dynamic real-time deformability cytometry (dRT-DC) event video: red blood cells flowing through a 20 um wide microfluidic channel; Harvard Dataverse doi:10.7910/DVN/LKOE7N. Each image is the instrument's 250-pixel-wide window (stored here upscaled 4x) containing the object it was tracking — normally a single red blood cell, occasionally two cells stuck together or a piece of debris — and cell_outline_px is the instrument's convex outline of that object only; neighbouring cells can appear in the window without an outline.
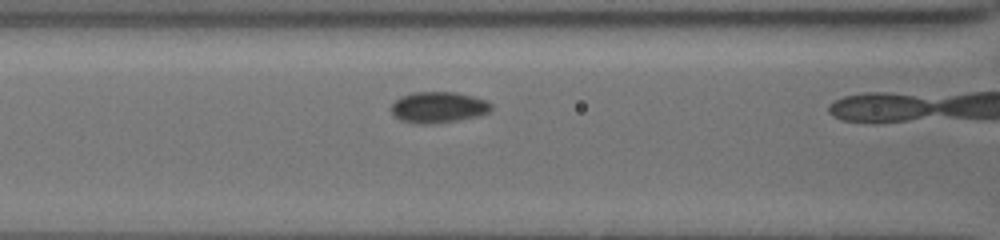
{"species": "common noctule bat (a hibernating species)", "species_latin": "Nyctalus noctula", "temperature_condition": "cold", "stored_images_in_passage": 4, "camera_frame_rate_fps": 3000, "um_per_image_px": 0.085, "animal": {"sex": "female", "body_mass_g": 19.5, "forearm_length_mm": 54.1}, "frame": {"image": 1, "passage_image": 3, "time_ms": 0.667, "image_size_px": [1000, 240], "cell_outline_px": [[492, 108], [488, 112], [480, 116], [460, 120], [432, 124], [412, 124], [400, 120], [388, 108], [400, 96], [412, 92], [456, 92], [488, 100], [492, 104]], "centroid_in_image_um": [37.25, 9.13], "position_along_channel_um": 129.3, "area_um2": 18.5}}